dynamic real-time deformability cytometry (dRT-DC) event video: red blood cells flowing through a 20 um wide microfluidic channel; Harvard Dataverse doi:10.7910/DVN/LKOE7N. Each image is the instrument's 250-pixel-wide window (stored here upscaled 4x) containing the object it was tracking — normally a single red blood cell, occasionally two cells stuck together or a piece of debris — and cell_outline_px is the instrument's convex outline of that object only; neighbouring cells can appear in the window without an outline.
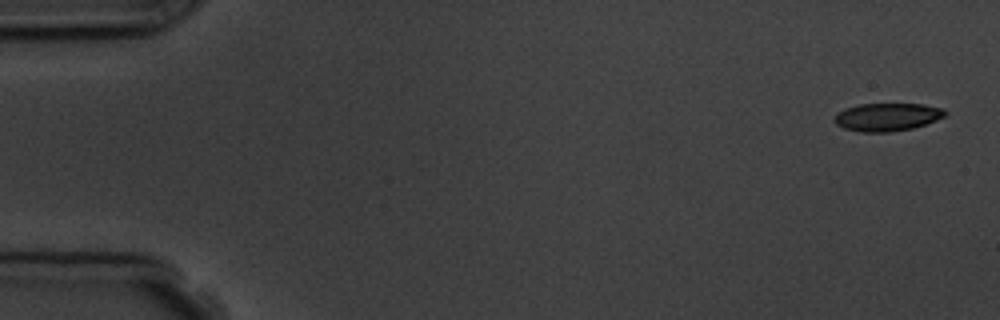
{"species": "common noctule bat (a hibernating species)", "species_latin": "Nyctalus noctula", "temperature_condition": "room temperature", "stored_images_in_passage": 5, "camera_frame_rate_fps": 3000, "um_per_image_px": 0.085, "animal": {"sex": "male", "body_mass_g": 19.5, "forearm_length_mm": 54.6}, "frame": {"image": 1, "passage_image": 1, "time_ms": 0.0, "image_size_px": [1000, 320], "cell_outline_px": [[948, 112], [944, 116], [936, 120], [912, 128], [892, 132], [860, 132], [844, 128], [836, 124], [832, 120], [844, 108], [860, 104], [924, 104], [944, 108]], "centroid_in_image_um": [75.42, 9.94], "position_along_channel_um": 9.6, "area_um2": 18.03}}
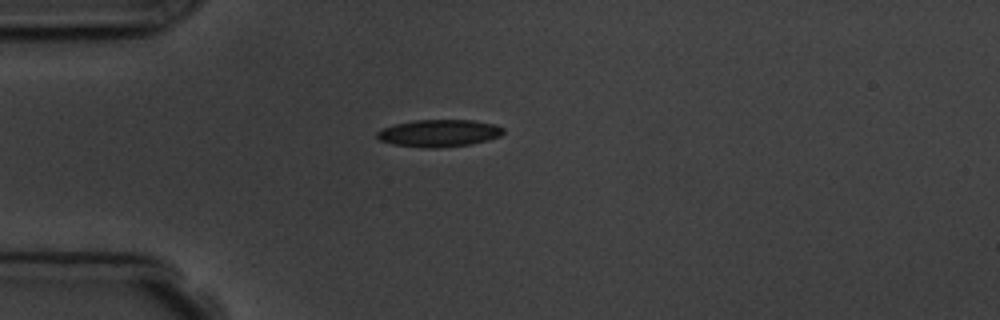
{"frame": {"image": 2, "passage_image": 5, "time_ms": 4.333, "image_size_px": [1000, 320], "cell_outline_px": [[504, 132], [500, 136], [488, 140], [468, 144], [436, 148], [424, 148], [392, 144], [380, 140], [376, 136], [376, 132], [384, 128], [396, 124], [416, 120], [472, 120], [496, 124], [504, 128]], "centroid_in_image_um": [37.33, 11.32], "position_along_channel_um": 47.7, "area_um2": 19.94}}